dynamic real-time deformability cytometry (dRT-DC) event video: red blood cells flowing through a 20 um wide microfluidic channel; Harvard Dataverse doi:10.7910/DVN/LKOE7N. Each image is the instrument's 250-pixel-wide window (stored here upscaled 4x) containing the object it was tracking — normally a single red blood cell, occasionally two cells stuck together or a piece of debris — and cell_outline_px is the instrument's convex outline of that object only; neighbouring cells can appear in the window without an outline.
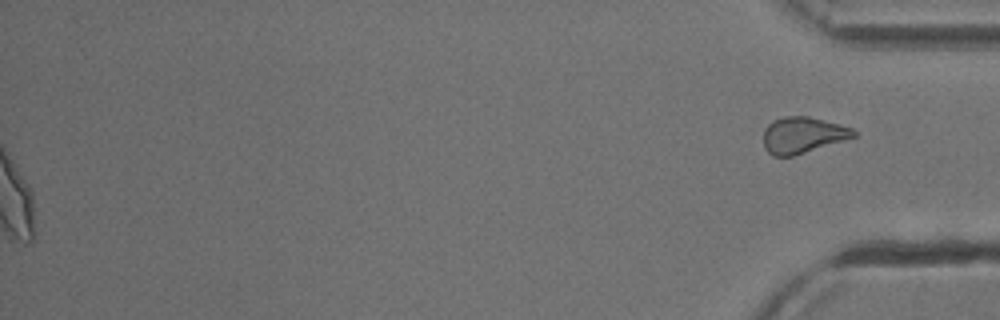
{"species": "common noctule bat (a hibernating species)", "species_latin": "Nyctalus noctula", "temperature_condition": "cold", "stored_images_in_passage": 53, "segment_of_instrument_passage": [2, 2], "camera_frame_rate_fps": 3000, "um_per_image_px": 0.085, "animal": {"sex": "male", "body_mass_g": 13.3}, "frame": {"image": 1, "passage_image": 53, "time_ms": 17.333, "image_size_px": [1000, 320], "cell_outline_px": [[856, 136], [844, 140], [792, 156], [772, 156], [764, 148], [764, 128], [772, 120], [784, 116], [808, 116], [824, 120], [852, 128], [856, 132]], "centroid_in_image_um": [68.19, 11.47], "position_along_channel_um": 367.0, "area_um2": 18.9}}